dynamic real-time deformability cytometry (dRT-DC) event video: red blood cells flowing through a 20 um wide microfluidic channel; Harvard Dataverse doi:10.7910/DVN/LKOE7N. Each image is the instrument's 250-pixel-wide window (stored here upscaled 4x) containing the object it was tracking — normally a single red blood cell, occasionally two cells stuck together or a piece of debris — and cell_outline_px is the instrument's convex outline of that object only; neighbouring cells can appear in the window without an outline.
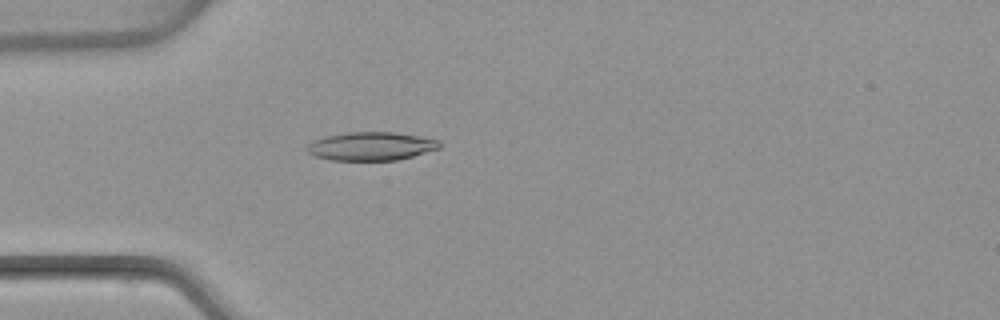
{"species": "common noctule bat (a hibernating species)", "species_latin": "Nyctalus noctula", "temperature_condition": "warm", "stored_images_in_passage": 53, "camera_frame_rate_fps": 3000, "um_per_image_px": 0.085, "animal": {"sex": "female", "body_mass_g": 22.7, "forearm_length_mm": 54.2}, "frame": {"image": 1, "passage_image": 16, "time_ms": 5.0, "image_size_px": [1000, 320], "cell_outline_px": [[440, 148], [412, 156], [396, 160], [332, 160], [316, 156], [308, 152], [304, 148], [312, 140], [324, 136], [348, 132], [392, 132], [440, 140]], "centroid_in_image_um": [31.49, 12.42], "position_along_channel_um": 53.5, "area_um2": 21.85}}
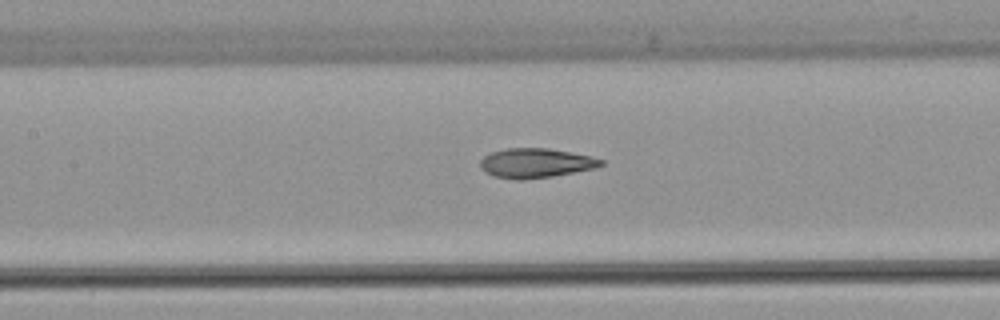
{"frame": {"image": 2, "passage_image": 25, "time_ms": 8.0, "image_size_px": [1000, 320], "cell_outline_px": [[604, 164], [596, 168], [552, 176], [524, 180], [516, 180], [492, 176], [484, 172], [480, 168], [480, 160], [484, 156], [492, 152], [508, 148], [548, 148], [592, 156], [604, 160]], "centroid_in_image_um": [45.52, 13.87], "position_along_channel_um": 161.9, "area_um2": 20.92}}
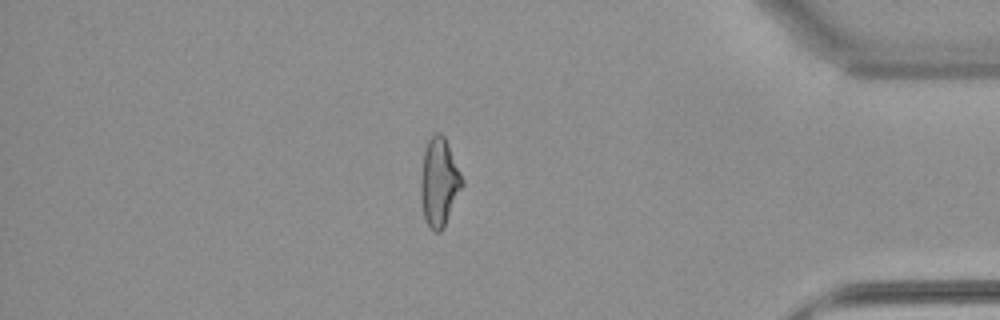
{"frame": {"image": 3, "passage_image": 46, "time_ms": 15.0, "image_size_px": [1000, 320], "cell_outline_px": [[464, 184], [440, 232], [432, 232], [424, 216], [420, 196], [420, 180], [424, 152], [428, 140], [436, 132], [440, 132], [444, 136], [448, 144], [464, 180]], "centroid_in_image_um": [37.32, 15.46], "position_along_channel_um": 397.9, "area_um2": 21.04}, "authors_computed_cell_mechanics": {"area_um2": 21.2704, "velocity_mm_per_s": 3.8684, "shape_relaxation_time_tau1_ms": 10.9743, "shape_relaxation_time_tau2_ms": 2.2235, "deformation_change_tau1": 0.2736, "deformation_change_tau2": 0.1004}}